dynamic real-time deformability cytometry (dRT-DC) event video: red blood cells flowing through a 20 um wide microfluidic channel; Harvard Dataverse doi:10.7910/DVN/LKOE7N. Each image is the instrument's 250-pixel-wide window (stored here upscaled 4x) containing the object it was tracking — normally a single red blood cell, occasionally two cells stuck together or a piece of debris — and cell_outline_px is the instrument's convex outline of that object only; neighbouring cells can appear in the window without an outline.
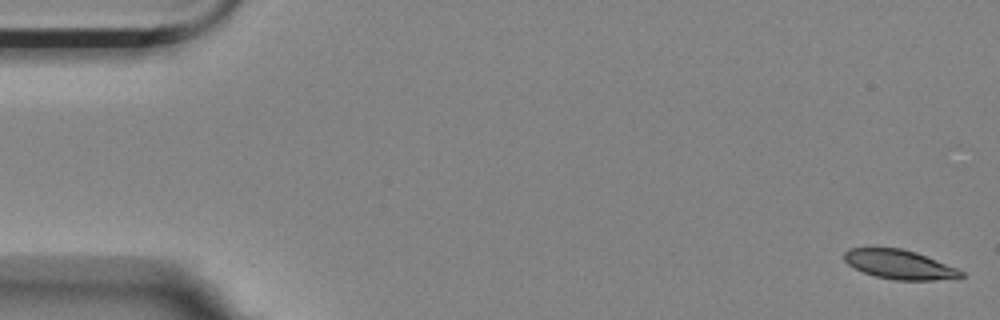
{"species": "Egyptian fruit bat (a non-hibernating species)", "species_latin": "Rousettus aegyptiacus", "temperature_condition": "room temperature", "stored_images_in_passage": 4, "segment_of_instrument_passage": [1, 2], "camera_frame_rate_fps": 3000, "um_per_image_px": 0.085, "animal": {"sex": "female"}, "frame": {"image": 1, "passage_image": 1, "time_ms": 0.0, "image_size_px": [1000, 320], "cell_outline_px": [[964, 276], [960, 280], [896, 280], [876, 276], [864, 272], [848, 264], [844, 260], [844, 252], [848, 248], [900, 248], [916, 252], [956, 268], [964, 272]], "centroid_in_image_um": [76.51, 22.5], "position_along_channel_um": 8.5, "area_um2": 19.94}}